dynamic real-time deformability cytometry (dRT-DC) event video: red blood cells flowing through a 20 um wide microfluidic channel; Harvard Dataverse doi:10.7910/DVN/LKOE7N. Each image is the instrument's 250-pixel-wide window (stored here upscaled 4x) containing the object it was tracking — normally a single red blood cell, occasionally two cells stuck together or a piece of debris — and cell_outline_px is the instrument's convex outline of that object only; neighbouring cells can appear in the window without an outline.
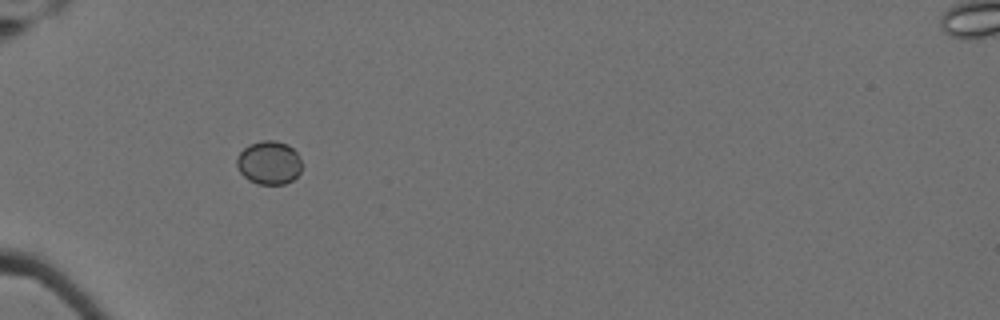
{"species": "Egyptian fruit bat (a non-hibernating species)", "species_latin": "Rousettus aegyptiacus", "temperature_condition": "cold", "stored_images_in_passage": 15, "camera_frame_rate_fps": 3000, "um_per_image_px": 0.085, "animal": {"sex": "female"}, "frame": {"image": 1, "passage_image": 7, "time_ms": 2.0, "image_size_px": [1000, 320], "cell_outline_px": [[300, 172], [292, 180], [284, 184], [256, 184], [248, 180], [240, 172], [236, 164], [236, 156], [248, 144], [260, 140], [276, 140], [288, 144], [296, 152], [300, 160]], "centroid_in_image_um": [22.83, 13.81], "position_along_channel_um": 62.2, "area_um2": 16.59}}
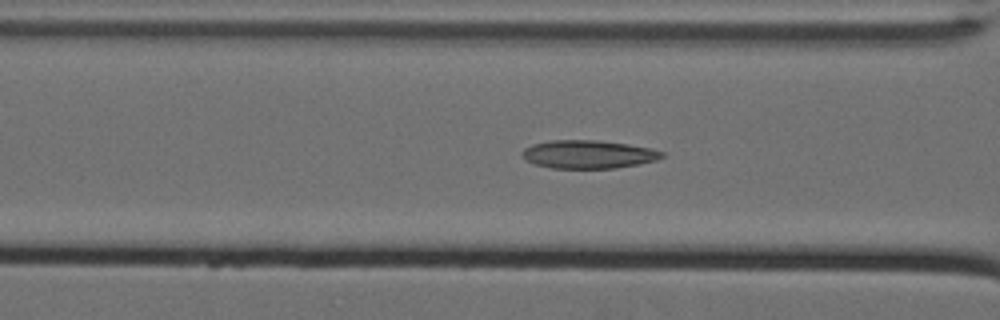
{"frame": {"image": 2, "passage_image": 9, "time_ms": 2.667, "image_size_px": [1000, 320], "cell_outline_px": [[664, 156], [656, 160], [640, 164], [616, 168], [552, 168], [536, 164], [524, 160], [520, 152], [524, 148], [532, 144], [548, 140], [596, 140], [628, 144], [652, 148], [664, 152]], "centroid_in_image_um": [49.99, 13.11], "position_along_channel_um": 116.6, "area_um2": 23.18}}
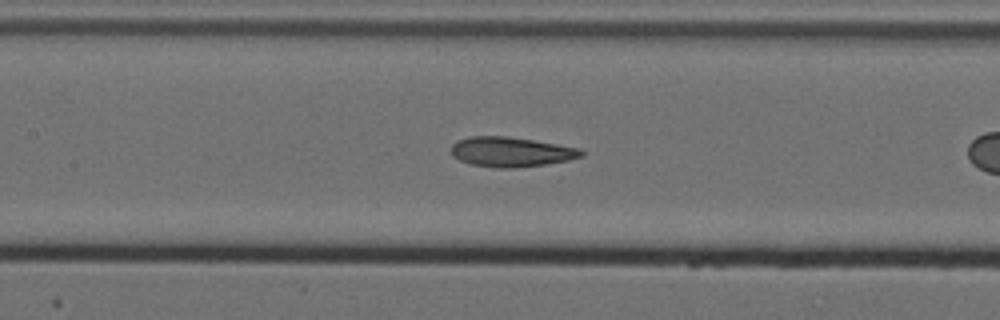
{"frame": {"image": 3, "passage_image": 13, "time_ms": 4.0, "image_size_px": [1000, 320], "cell_outline_px": [[584, 156], [568, 160], [544, 164], [516, 168], [496, 168], [472, 164], [460, 160], [452, 156], [452, 144], [456, 140], [468, 136], [508, 136], [580, 148], [584, 152]], "centroid_in_image_um": [43.42, 12.9], "position_along_channel_um": 164.0, "area_um2": 22.6}}